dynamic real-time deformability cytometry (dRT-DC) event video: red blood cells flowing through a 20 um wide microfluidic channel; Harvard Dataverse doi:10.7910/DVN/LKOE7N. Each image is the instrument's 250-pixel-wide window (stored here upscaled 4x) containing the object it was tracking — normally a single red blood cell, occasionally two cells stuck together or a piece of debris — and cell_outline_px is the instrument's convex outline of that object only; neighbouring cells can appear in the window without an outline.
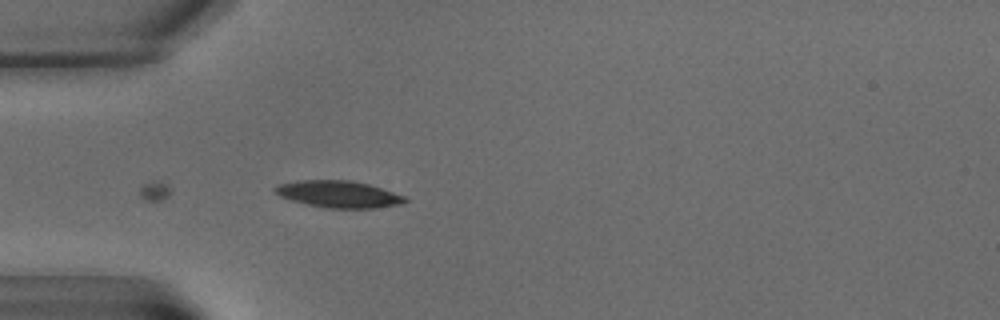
{"species": "common noctule bat (a hibernating species)", "species_latin": "Nyctalus noctula", "temperature_condition": "warm", "stored_images_in_passage": 7, "camera_frame_rate_fps": 3000, "um_per_image_px": 0.085, "animal": {"sex": "male", "body_mass_g": 15.6}, "frame": {"image": 1, "passage_image": 7, "time_ms": 7.0, "image_size_px": [1000, 320], "cell_outline_px": [[408, 200], [400, 204], [376, 208], [328, 208], [308, 204], [292, 200], [280, 196], [272, 188], [276, 184], [296, 180], [352, 180], [368, 184], [404, 196]], "centroid_in_image_um": [28.74, 16.49], "position_along_channel_um": 56.3, "area_um2": 20.23}}